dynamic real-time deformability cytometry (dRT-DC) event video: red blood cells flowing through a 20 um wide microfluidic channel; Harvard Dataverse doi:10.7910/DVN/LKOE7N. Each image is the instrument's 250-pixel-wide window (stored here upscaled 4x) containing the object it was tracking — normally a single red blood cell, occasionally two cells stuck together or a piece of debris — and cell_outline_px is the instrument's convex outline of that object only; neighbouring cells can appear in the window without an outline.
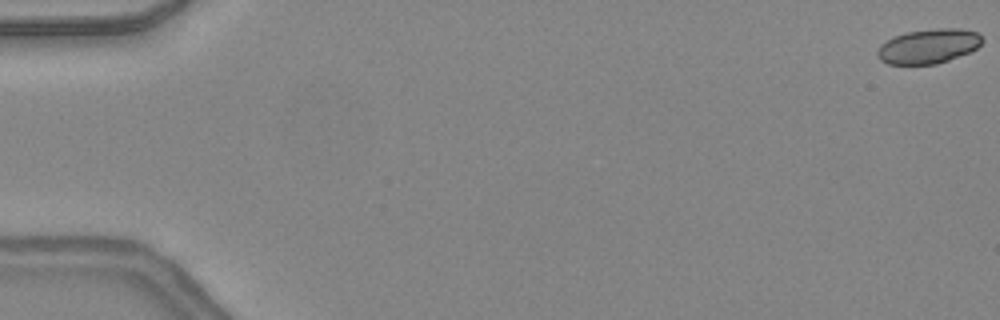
{"species": "common noctule bat (a hibernating species)", "species_latin": "Nyctalus noctula", "temperature_condition": "warm", "stored_images_in_passage": 44, "camera_frame_rate_fps": 3000, "um_per_image_px": 0.085, "animal": {"sex": "female", "body_mass_g": 24.6, "forearm_length_mm": 56.2}, "frame": {"image": 1, "passage_image": 1, "time_ms": 0.0, "image_size_px": [1000, 320], "cell_outline_px": [[984, 40], [976, 48], [968, 52], [948, 60], [936, 64], [888, 64], [880, 60], [876, 52], [880, 44], [896, 36], [908, 32], [936, 28], [960, 28], [980, 32]], "centroid_in_image_um": [78.94, 3.92], "position_along_channel_um": 6.1, "area_um2": 21.04}}
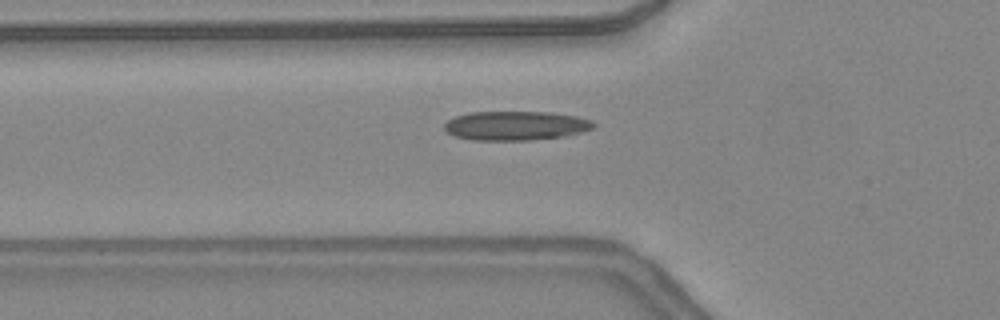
{"frame": {"image": 2, "passage_image": 18, "time_ms": 5.667, "image_size_px": [1000, 320], "cell_outline_px": [[596, 124], [592, 128], [580, 132], [564, 136], [532, 140], [472, 140], [456, 136], [448, 132], [444, 128], [444, 124], [448, 120], [456, 116], [468, 112], [552, 112], [576, 116], [592, 120]], "centroid_in_image_um": [43.84, 10.68], "position_along_channel_um": 82.0, "area_um2": 25.32}}
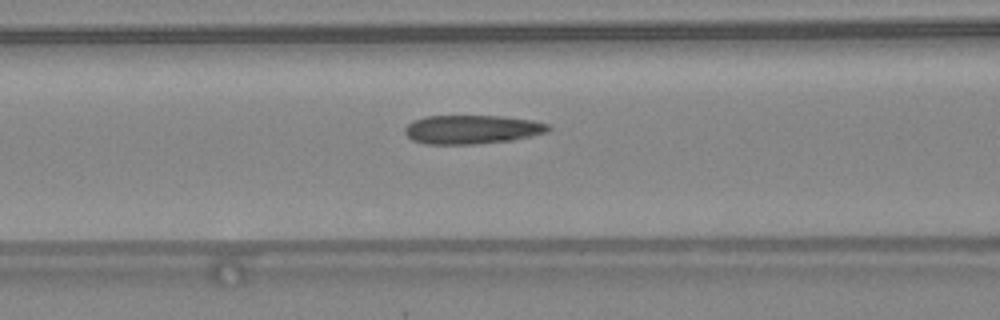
{"frame": {"image": 3, "passage_image": 21, "time_ms": 6.667, "image_size_px": [1000, 320], "cell_outline_px": [[552, 128], [548, 132], [532, 136], [512, 140], [476, 144], [424, 144], [412, 140], [404, 132], [404, 128], [412, 120], [424, 116], [504, 116], [532, 120], [548, 124]], "centroid_in_image_um": [40.11, 11.0], "position_along_channel_um": 126.5, "area_um2": 24.33}}